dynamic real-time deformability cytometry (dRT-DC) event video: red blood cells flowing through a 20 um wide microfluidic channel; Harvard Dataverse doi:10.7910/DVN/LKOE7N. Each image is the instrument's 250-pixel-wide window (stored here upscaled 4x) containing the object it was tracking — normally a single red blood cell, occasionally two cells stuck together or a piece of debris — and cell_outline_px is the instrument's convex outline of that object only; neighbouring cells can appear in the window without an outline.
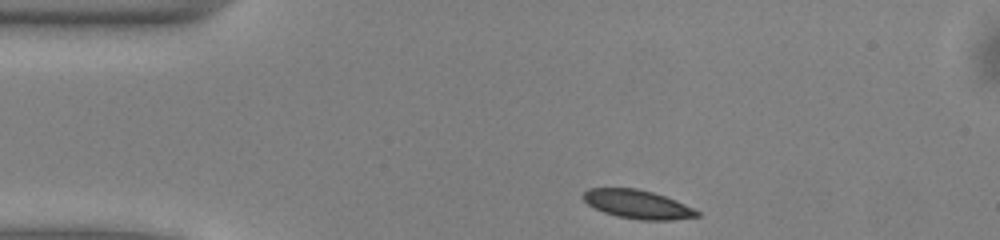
{"species": "common noctule bat (a hibernating species)", "species_latin": "Nyctalus noctula", "temperature_condition": "warm", "stored_images_in_passage": 42, "camera_frame_rate_fps": 3000, "um_per_image_px": 0.085, "animal": {"sex": "male", "body_mass_g": 13.0, "forearm_length_mm": 53.1}, "frame": {"image": 1, "passage_image": 1, "time_ms": 0.0, "image_size_px": [1000, 240], "cell_outline_px": [[700, 216], [672, 220], [640, 220], [616, 216], [604, 212], [588, 204], [580, 196], [588, 188], [636, 188], [652, 192], [676, 200], [700, 212]], "centroid_in_image_um": [54.18, 17.36], "position_along_channel_um": 30.8, "area_um2": 18.96}}
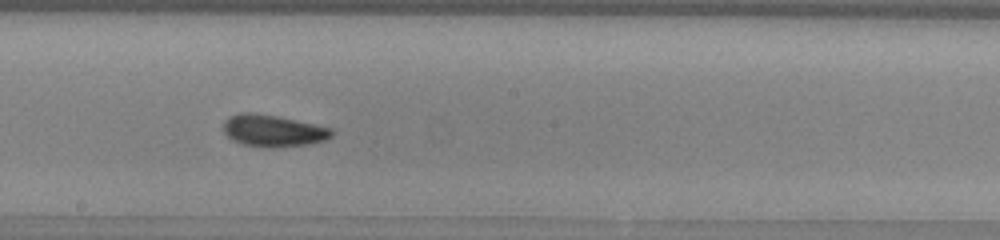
{"frame": {"image": 2, "passage_image": 19, "time_ms": 6.0, "image_size_px": [1000, 240], "cell_outline_px": [[336, 132], [332, 136], [324, 140], [308, 144], [272, 148], [268, 148], [240, 144], [232, 140], [224, 132], [224, 120], [228, 116], [240, 112], [256, 112], [316, 124], [332, 128]], "centroid_in_image_um": [23.2, 11.11], "position_along_channel_um": 225.0, "area_um2": 20.4}}
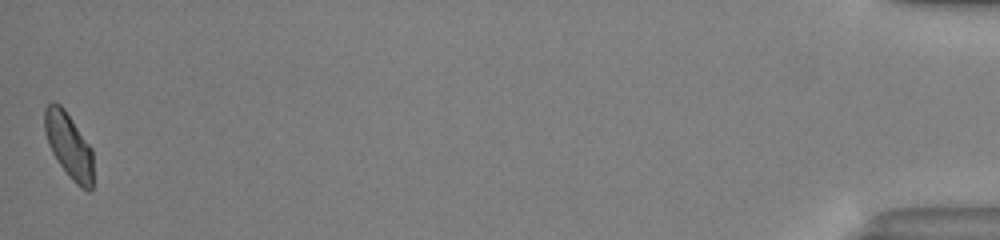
{"frame": {"image": 3, "passage_image": 42, "time_ms": 13.667, "image_size_px": [1000, 240], "cell_outline_px": [[92, 192], [88, 192], [80, 188], [72, 180], [60, 164], [52, 152], [48, 144], [44, 132], [44, 108], [52, 100], [60, 104], [64, 108], [92, 148]], "centroid_in_image_um": [5.84, 12.35], "position_along_channel_um": 429.4, "area_um2": 18.61}, "authors_computed_cell_mechanics": {"area_um2": 19.074, "velocity_mm_per_s": 4.0144, "shape_relaxation_time_tau1_ms": 2.3607, "shape_relaxation_time_tau2_ms": 2.4651, "deformation_change_tau1": 0.1109, "deformation_change_tau2": 0.0645}}